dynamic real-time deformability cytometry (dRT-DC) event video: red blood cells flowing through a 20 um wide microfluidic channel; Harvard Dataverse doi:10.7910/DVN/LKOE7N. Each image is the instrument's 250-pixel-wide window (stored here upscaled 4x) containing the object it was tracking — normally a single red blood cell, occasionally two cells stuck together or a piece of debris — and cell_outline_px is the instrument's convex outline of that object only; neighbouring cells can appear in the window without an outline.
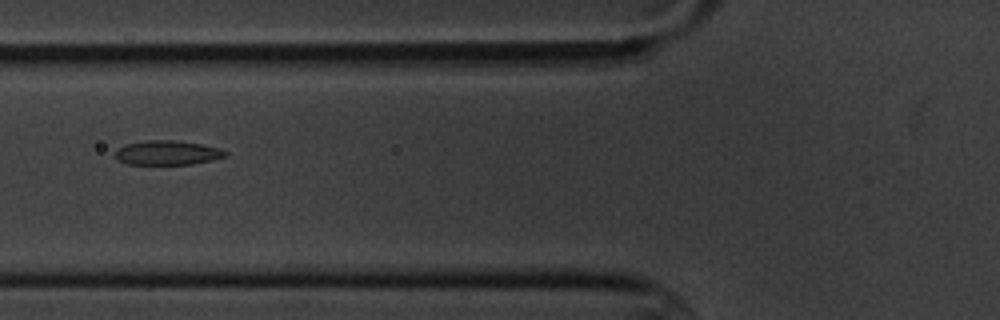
{"species": "common noctule bat (a hibernating species)", "species_latin": "Nyctalus noctula", "temperature_condition": "cold", "stored_images_in_passage": 17, "camera_frame_rate_fps": 3000, "um_per_image_px": 0.085, "animal": {"sex": "male", "body_mass_g": 20.1, "forearm_length_mm": 53.5}, "frame": {"image": 1, "passage_image": 8, "time_ms": 9.0, "image_size_px": [1000, 320], "cell_outline_px": [[228, 156], [212, 160], [192, 164], [128, 164], [120, 160], [116, 156], [116, 148], [124, 144], [144, 140], [172, 140], [200, 144], [216, 148], [228, 152]], "centroid_in_image_um": [14.21, 12.98], "position_along_channel_um": 111.6, "area_um2": 15.55}}
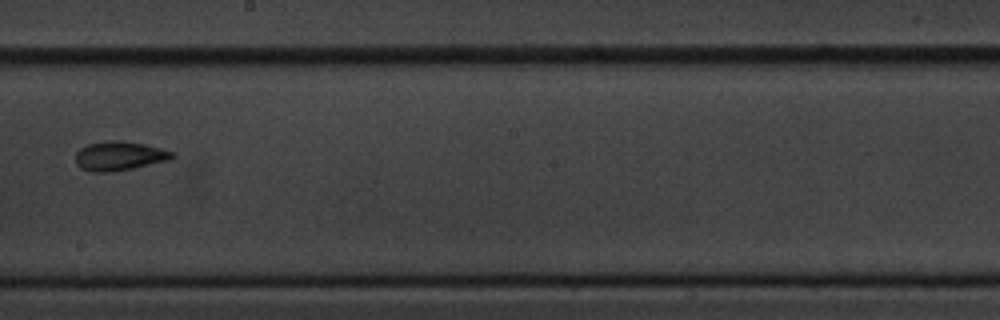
{"frame": {"image": 2, "passage_image": 11, "time_ms": 12.667, "image_size_px": [1000, 320], "cell_outline_px": [[176, 156], [168, 160], [132, 168], [112, 172], [92, 172], [80, 168], [76, 164], [76, 152], [80, 148], [88, 144], [108, 140], [120, 140], [144, 144], [176, 152]], "centroid_in_image_um": [10.14, 13.25], "position_along_channel_um": 238.1, "area_um2": 16.47}}
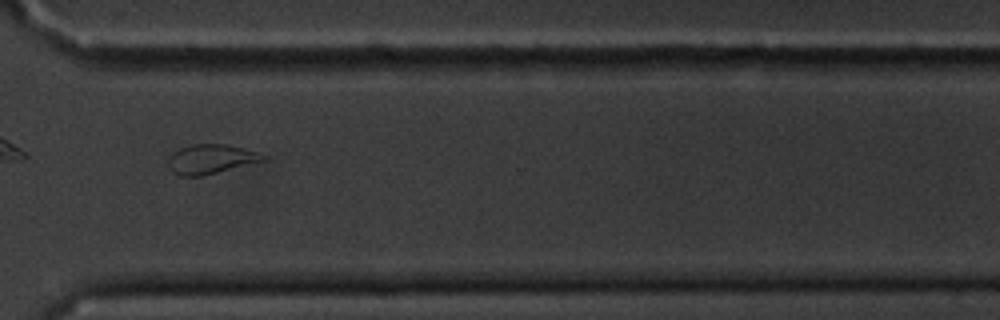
{"frame": {"image": 3, "passage_image": 14, "time_ms": 16.0, "image_size_px": [1000, 320], "cell_outline_px": [[264, 160], [200, 176], [180, 176], [172, 172], [168, 164], [168, 156], [172, 152], [180, 148], [192, 144], [228, 144], [244, 148], [256, 152], [264, 156]], "centroid_in_image_um": [17.83, 13.51], "position_along_channel_um": 352.8, "area_um2": 16.01}, "authors_computed_cell_mechanics": {"area_um2": 16.1262, "velocity_mm_per_s": 3.4308, "shape_relaxation_time_tau1_ms": 3.1186, "shape_relaxation_time_tau2_ms": 4.1632, "deformation_change_tau1": 0.1712, "deformation_change_tau2": 0.0969}}